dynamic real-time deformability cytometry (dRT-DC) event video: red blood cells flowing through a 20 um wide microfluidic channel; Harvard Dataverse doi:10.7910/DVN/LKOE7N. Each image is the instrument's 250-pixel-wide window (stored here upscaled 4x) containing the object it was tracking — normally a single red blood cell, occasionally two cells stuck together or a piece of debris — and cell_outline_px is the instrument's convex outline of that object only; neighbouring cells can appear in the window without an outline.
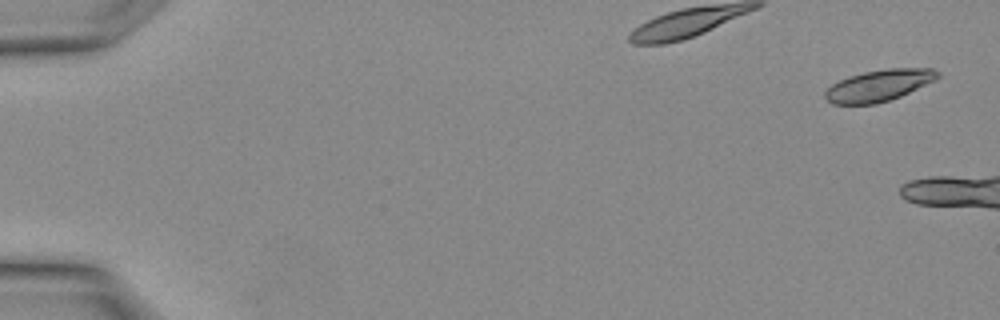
{"species": "Egyptian fruit bat (a non-hibernating species)", "species_latin": "Rousettus aegyptiacus", "temperature_condition": "warm", "stored_images_in_passage": 2, "camera_frame_rate_fps": 3000, "um_per_image_px": 0.085, "animal": {"sex": "female"}, "frame": {"image": 1, "passage_image": 1, "time_ms": 0.0, "image_size_px": [1000, 320], "cell_outline_px": [[940, 76], [936, 80], [900, 96], [876, 104], [832, 104], [824, 96], [824, 92], [832, 84], [848, 76], [864, 72], [888, 68], [932, 68], [940, 72]], "centroid_in_image_um": [74.72, 7.26], "position_along_channel_um": 10.3, "area_um2": 20.63}}